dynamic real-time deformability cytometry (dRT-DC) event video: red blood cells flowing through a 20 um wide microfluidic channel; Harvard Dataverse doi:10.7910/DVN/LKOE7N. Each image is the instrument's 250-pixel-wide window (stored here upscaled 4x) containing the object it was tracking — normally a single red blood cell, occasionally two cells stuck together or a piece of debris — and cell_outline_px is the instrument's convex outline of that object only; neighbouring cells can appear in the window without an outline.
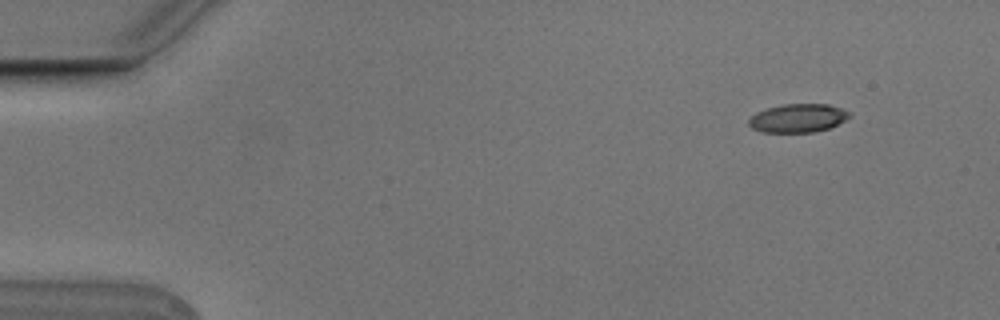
{"species": "Egyptian fruit bat (a non-hibernating species)", "species_latin": "Rousettus aegyptiacus", "temperature_condition": "cold", "stored_images_in_passage": 6, "camera_frame_rate_fps": 3000, "um_per_image_px": 0.085, "animal": {"sex": "male"}, "frame": {"image": 1, "passage_image": 2, "time_ms": 0.333, "image_size_px": [1000, 320], "cell_outline_px": [[852, 116], [828, 128], [812, 132], [760, 132], [752, 128], [748, 124], [748, 120], [756, 112], [764, 108], [784, 104], [828, 104], [844, 108]], "centroid_in_image_um": [67.8, 10.03], "position_along_channel_um": 17.2, "area_um2": 16.76}}
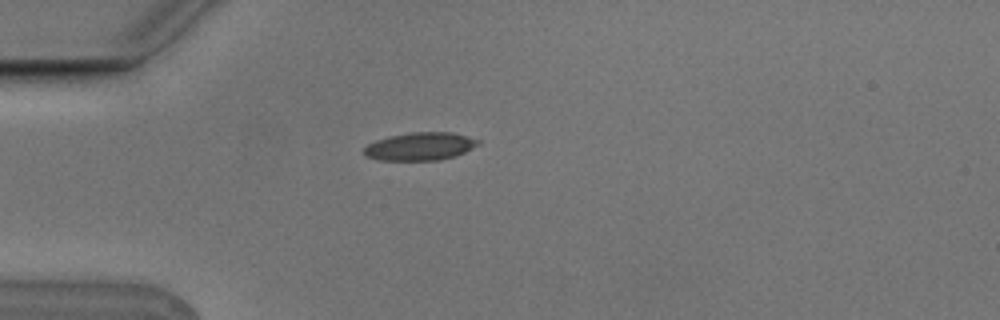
{"frame": {"image": 2, "passage_image": 5, "time_ms": 1.333, "image_size_px": [1000, 320], "cell_outline_px": [[480, 144], [456, 156], [440, 160], [380, 160], [364, 156], [364, 148], [368, 144], [376, 140], [388, 136], [412, 132], [452, 132], [480, 140]], "centroid_in_image_um": [35.71, 12.44], "position_along_channel_um": 49.3, "area_um2": 18.61}}